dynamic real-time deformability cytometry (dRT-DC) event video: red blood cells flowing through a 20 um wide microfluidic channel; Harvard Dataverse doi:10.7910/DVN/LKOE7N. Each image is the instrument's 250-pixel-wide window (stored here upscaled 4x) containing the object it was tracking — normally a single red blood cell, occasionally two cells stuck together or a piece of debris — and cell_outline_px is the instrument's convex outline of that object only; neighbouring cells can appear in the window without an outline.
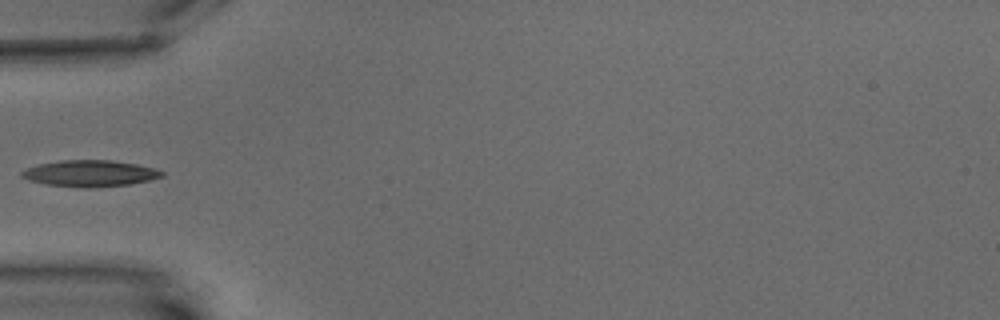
{"species": "common noctule bat (a hibernating species)", "species_latin": "Nyctalus noctula", "temperature_condition": "warm", "stored_images_in_passage": 1, "camera_frame_rate_fps": 3000, "um_per_image_px": 0.085, "animal": {"sex": "male", "body_mass_g": 15.6}, "frame": {"image": 1, "passage_image": 1, "time_ms": 0.0, "image_size_px": [1000, 320], "cell_outline_px": [[164, 176], [132, 184], [96, 188], [76, 188], [48, 184], [28, 180], [20, 176], [20, 172], [28, 168], [40, 164], [60, 160], [112, 160], [136, 164], [156, 168], [164, 172]], "centroid_in_image_um": [7.67, 14.75], "position_along_channel_um": 77.3, "area_um2": 21.73}}